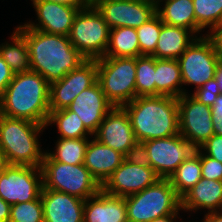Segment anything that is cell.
<instances>
[{
	"mask_svg": "<svg viewBox=\"0 0 222 222\" xmlns=\"http://www.w3.org/2000/svg\"><path fill=\"white\" fill-rule=\"evenodd\" d=\"M128 222H151L170 214H178L181 198L169 179H158L144 190L125 197Z\"/></svg>",
	"mask_w": 222,
	"mask_h": 222,
	"instance_id": "5b68a950",
	"label": "cell"
},
{
	"mask_svg": "<svg viewBox=\"0 0 222 222\" xmlns=\"http://www.w3.org/2000/svg\"><path fill=\"white\" fill-rule=\"evenodd\" d=\"M14 75V72L10 69V67L6 64L0 55V98L4 94L5 89L9 83L12 81Z\"/></svg>",
	"mask_w": 222,
	"mask_h": 222,
	"instance_id": "ab89813d",
	"label": "cell"
},
{
	"mask_svg": "<svg viewBox=\"0 0 222 222\" xmlns=\"http://www.w3.org/2000/svg\"><path fill=\"white\" fill-rule=\"evenodd\" d=\"M110 29L139 28L156 15V0H92Z\"/></svg>",
	"mask_w": 222,
	"mask_h": 222,
	"instance_id": "30bf717a",
	"label": "cell"
},
{
	"mask_svg": "<svg viewBox=\"0 0 222 222\" xmlns=\"http://www.w3.org/2000/svg\"><path fill=\"white\" fill-rule=\"evenodd\" d=\"M124 161V155L94 138L86 148L84 166L102 186Z\"/></svg>",
	"mask_w": 222,
	"mask_h": 222,
	"instance_id": "44dd1931",
	"label": "cell"
},
{
	"mask_svg": "<svg viewBox=\"0 0 222 222\" xmlns=\"http://www.w3.org/2000/svg\"><path fill=\"white\" fill-rule=\"evenodd\" d=\"M11 205L0 197V222H9Z\"/></svg>",
	"mask_w": 222,
	"mask_h": 222,
	"instance_id": "7bdbcfd3",
	"label": "cell"
},
{
	"mask_svg": "<svg viewBox=\"0 0 222 222\" xmlns=\"http://www.w3.org/2000/svg\"><path fill=\"white\" fill-rule=\"evenodd\" d=\"M199 149L205 150L207 156L222 163V136L214 134Z\"/></svg>",
	"mask_w": 222,
	"mask_h": 222,
	"instance_id": "74e56055",
	"label": "cell"
},
{
	"mask_svg": "<svg viewBox=\"0 0 222 222\" xmlns=\"http://www.w3.org/2000/svg\"><path fill=\"white\" fill-rule=\"evenodd\" d=\"M46 125L0 114V147L9 165L41 167L44 154L40 149L38 133Z\"/></svg>",
	"mask_w": 222,
	"mask_h": 222,
	"instance_id": "277c9868",
	"label": "cell"
},
{
	"mask_svg": "<svg viewBox=\"0 0 222 222\" xmlns=\"http://www.w3.org/2000/svg\"><path fill=\"white\" fill-rule=\"evenodd\" d=\"M214 79L218 85L220 94H222V60H219L217 63Z\"/></svg>",
	"mask_w": 222,
	"mask_h": 222,
	"instance_id": "ee69618b",
	"label": "cell"
},
{
	"mask_svg": "<svg viewBox=\"0 0 222 222\" xmlns=\"http://www.w3.org/2000/svg\"><path fill=\"white\" fill-rule=\"evenodd\" d=\"M109 31L102 15L91 5L78 11L68 37L87 60H97L105 55Z\"/></svg>",
	"mask_w": 222,
	"mask_h": 222,
	"instance_id": "ba28073f",
	"label": "cell"
},
{
	"mask_svg": "<svg viewBox=\"0 0 222 222\" xmlns=\"http://www.w3.org/2000/svg\"><path fill=\"white\" fill-rule=\"evenodd\" d=\"M114 108L96 81L82 91L68 109L79 116L85 128L92 134L97 131L104 117Z\"/></svg>",
	"mask_w": 222,
	"mask_h": 222,
	"instance_id": "e0dca14e",
	"label": "cell"
},
{
	"mask_svg": "<svg viewBox=\"0 0 222 222\" xmlns=\"http://www.w3.org/2000/svg\"><path fill=\"white\" fill-rule=\"evenodd\" d=\"M39 23L25 24L28 28L50 34L68 36L79 8L57 4L47 0H31Z\"/></svg>",
	"mask_w": 222,
	"mask_h": 222,
	"instance_id": "ac0fdd59",
	"label": "cell"
},
{
	"mask_svg": "<svg viewBox=\"0 0 222 222\" xmlns=\"http://www.w3.org/2000/svg\"><path fill=\"white\" fill-rule=\"evenodd\" d=\"M83 222H128L125 197L101 189L85 200Z\"/></svg>",
	"mask_w": 222,
	"mask_h": 222,
	"instance_id": "ffe728a7",
	"label": "cell"
},
{
	"mask_svg": "<svg viewBox=\"0 0 222 222\" xmlns=\"http://www.w3.org/2000/svg\"><path fill=\"white\" fill-rule=\"evenodd\" d=\"M161 27L162 20L156 14L152 19L136 29L142 55L150 56L155 51Z\"/></svg>",
	"mask_w": 222,
	"mask_h": 222,
	"instance_id": "d6a6232c",
	"label": "cell"
},
{
	"mask_svg": "<svg viewBox=\"0 0 222 222\" xmlns=\"http://www.w3.org/2000/svg\"><path fill=\"white\" fill-rule=\"evenodd\" d=\"M97 81V61L86 60L61 80L50 84V111L68 108L73 100Z\"/></svg>",
	"mask_w": 222,
	"mask_h": 222,
	"instance_id": "5bb4252c",
	"label": "cell"
},
{
	"mask_svg": "<svg viewBox=\"0 0 222 222\" xmlns=\"http://www.w3.org/2000/svg\"><path fill=\"white\" fill-rule=\"evenodd\" d=\"M8 166H9V162H8L2 148L0 147V173H3Z\"/></svg>",
	"mask_w": 222,
	"mask_h": 222,
	"instance_id": "bcb514c9",
	"label": "cell"
},
{
	"mask_svg": "<svg viewBox=\"0 0 222 222\" xmlns=\"http://www.w3.org/2000/svg\"><path fill=\"white\" fill-rule=\"evenodd\" d=\"M16 29L26 39L31 71L39 73L49 84L61 80L87 60L68 36L31 29L25 24Z\"/></svg>",
	"mask_w": 222,
	"mask_h": 222,
	"instance_id": "6da1fadb",
	"label": "cell"
},
{
	"mask_svg": "<svg viewBox=\"0 0 222 222\" xmlns=\"http://www.w3.org/2000/svg\"><path fill=\"white\" fill-rule=\"evenodd\" d=\"M188 30L162 22L155 51L150 56L157 59H178L197 38L192 31Z\"/></svg>",
	"mask_w": 222,
	"mask_h": 222,
	"instance_id": "603a6c76",
	"label": "cell"
},
{
	"mask_svg": "<svg viewBox=\"0 0 222 222\" xmlns=\"http://www.w3.org/2000/svg\"><path fill=\"white\" fill-rule=\"evenodd\" d=\"M206 208L210 212L222 210V181L201 178L181 197V210Z\"/></svg>",
	"mask_w": 222,
	"mask_h": 222,
	"instance_id": "7402d4cb",
	"label": "cell"
},
{
	"mask_svg": "<svg viewBox=\"0 0 222 222\" xmlns=\"http://www.w3.org/2000/svg\"><path fill=\"white\" fill-rule=\"evenodd\" d=\"M89 143L87 138H60L56 143L54 153L45 152L52 160L70 165L84 163L86 148Z\"/></svg>",
	"mask_w": 222,
	"mask_h": 222,
	"instance_id": "f546056e",
	"label": "cell"
},
{
	"mask_svg": "<svg viewBox=\"0 0 222 222\" xmlns=\"http://www.w3.org/2000/svg\"><path fill=\"white\" fill-rule=\"evenodd\" d=\"M52 123L57 124L60 138L76 139L88 138L86 135H92L83 125L77 114L68 108L50 111L46 126Z\"/></svg>",
	"mask_w": 222,
	"mask_h": 222,
	"instance_id": "f1b7e54d",
	"label": "cell"
},
{
	"mask_svg": "<svg viewBox=\"0 0 222 222\" xmlns=\"http://www.w3.org/2000/svg\"><path fill=\"white\" fill-rule=\"evenodd\" d=\"M42 187L40 167L9 165L0 173V197L9 205L36 200Z\"/></svg>",
	"mask_w": 222,
	"mask_h": 222,
	"instance_id": "8fae6325",
	"label": "cell"
},
{
	"mask_svg": "<svg viewBox=\"0 0 222 222\" xmlns=\"http://www.w3.org/2000/svg\"><path fill=\"white\" fill-rule=\"evenodd\" d=\"M220 95V91L215 79H210L202 87L197 88L192 96L204 105L212 107L217 99V96Z\"/></svg>",
	"mask_w": 222,
	"mask_h": 222,
	"instance_id": "e575fe53",
	"label": "cell"
},
{
	"mask_svg": "<svg viewBox=\"0 0 222 222\" xmlns=\"http://www.w3.org/2000/svg\"><path fill=\"white\" fill-rule=\"evenodd\" d=\"M222 211L209 212L205 215L203 222H222Z\"/></svg>",
	"mask_w": 222,
	"mask_h": 222,
	"instance_id": "f6af8a7d",
	"label": "cell"
},
{
	"mask_svg": "<svg viewBox=\"0 0 222 222\" xmlns=\"http://www.w3.org/2000/svg\"><path fill=\"white\" fill-rule=\"evenodd\" d=\"M197 33L210 27V30L220 24L222 17V0H192Z\"/></svg>",
	"mask_w": 222,
	"mask_h": 222,
	"instance_id": "1f68e13d",
	"label": "cell"
},
{
	"mask_svg": "<svg viewBox=\"0 0 222 222\" xmlns=\"http://www.w3.org/2000/svg\"><path fill=\"white\" fill-rule=\"evenodd\" d=\"M128 113L136 141L172 137L179 134L177 98L141 96L123 106Z\"/></svg>",
	"mask_w": 222,
	"mask_h": 222,
	"instance_id": "3957f363",
	"label": "cell"
},
{
	"mask_svg": "<svg viewBox=\"0 0 222 222\" xmlns=\"http://www.w3.org/2000/svg\"><path fill=\"white\" fill-rule=\"evenodd\" d=\"M162 0H156V14L164 24L189 29L197 33L192 0H165L163 8L160 7Z\"/></svg>",
	"mask_w": 222,
	"mask_h": 222,
	"instance_id": "d4e9b609",
	"label": "cell"
},
{
	"mask_svg": "<svg viewBox=\"0 0 222 222\" xmlns=\"http://www.w3.org/2000/svg\"><path fill=\"white\" fill-rule=\"evenodd\" d=\"M155 69V96L179 98L186 94V90L181 88L183 82L177 59L155 58Z\"/></svg>",
	"mask_w": 222,
	"mask_h": 222,
	"instance_id": "cb8c5ba5",
	"label": "cell"
},
{
	"mask_svg": "<svg viewBox=\"0 0 222 222\" xmlns=\"http://www.w3.org/2000/svg\"><path fill=\"white\" fill-rule=\"evenodd\" d=\"M124 160L143 167L151 166L144 142L136 141L124 155Z\"/></svg>",
	"mask_w": 222,
	"mask_h": 222,
	"instance_id": "d590c367",
	"label": "cell"
},
{
	"mask_svg": "<svg viewBox=\"0 0 222 222\" xmlns=\"http://www.w3.org/2000/svg\"><path fill=\"white\" fill-rule=\"evenodd\" d=\"M160 179L151 166L143 167L123 161L102 185L113 196L126 197L140 192Z\"/></svg>",
	"mask_w": 222,
	"mask_h": 222,
	"instance_id": "9a60e30c",
	"label": "cell"
},
{
	"mask_svg": "<svg viewBox=\"0 0 222 222\" xmlns=\"http://www.w3.org/2000/svg\"><path fill=\"white\" fill-rule=\"evenodd\" d=\"M40 197L44 222H83L85 200L43 187Z\"/></svg>",
	"mask_w": 222,
	"mask_h": 222,
	"instance_id": "d6986e66",
	"label": "cell"
},
{
	"mask_svg": "<svg viewBox=\"0 0 222 222\" xmlns=\"http://www.w3.org/2000/svg\"><path fill=\"white\" fill-rule=\"evenodd\" d=\"M206 36L213 42L215 51L222 60V24H218Z\"/></svg>",
	"mask_w": 222,
	"mask_h": 222,
	"instance_id": "60d3db41",
	"label": "cell"
},
{
	"mask_svg": "<svg viewBox=\"0 0 222 222\" xmlns=\"http://www.w3.org/2000/svg\"><path fill=\"white\" fill-rule=\"evenodd\" d=\"M93 135L98 141L123 155L136 142L129 115L123 107H114Z\"/></svg>",
	"mask_w": 222,
	"mask_h": 222,
	"instance_id": "2e32d148",
	"label": "cell"
},
{
	"mask_svg": "<svg viewBox=\"0 0 222 222\" xmlns=\"http://www.w3.org/2000/svg\"><path fill=\"white\" fill-rule=\"evenodd\" d=\"M151 167L159 178L169 179L177 167L195 152V148L180 134L144 141Z\"/></svg>",
	"mask_w": 222,
	"mask_h": 222,
	"instance_id": "4fadbf2b",
	"label": "cell"
},
{
	"mask_svg": "<svg viewBox=\"0 0 222 222\" xmlns=\"http://www.w3.org/2000/svg\"><path fill=\"white\" fill-rule=\"evenodd\" d=\"M177 60L183 84H194L197 89L214 78L220 58L213 42L202 36L197 37Z\"/></svg>",
	"mask_w": 222,
	"mask_h": 222,
	"instance_id": "9c48e42d",
	"label": "cell"
},
{
	"mask_svg": "<svg viewBox=\"0 0 222 222\" xmlns=\"http://www.w3.org/2000/svg\"><path fill=\"white\" fill-rule=\"evenodd\" d=\"M97 61V81L114 107L136 98V58L102 57Z\"/></svg>",
	"mask_w": 222,
	"mask_h": 222,
	"instance_id": "52a82bcc",
	"label": "cell"
},
{
	"mask_svg": "<svg viewBox=\"0 0 222 222\" xmlns=\"http://www.w3.org/2000/svg\"><path fill=\"white\" fill-rule=\"evenodd\" d=\"M137 32L132 27L110 29L109 43L104 57H140Z\"/></svg>",
	"mask_w": 222,
	"mask_h": 222,
	"instance_id": "484cf974",
	"label": "cell"
},
{
	"mask_svg": "<svg viewBox=\"0 0 222 222\" xmlns=\"http://www.w3.org/2000/svg\"><path fill=\"white\" fill-rule=\"evenodd\" d=\"M9 222H44L41 197L11 205Z\"/></svg>",
	"mask_w": 222,
	"mask_h": 222,
	"instance_id": "836d02e7",
	"label": "cell"
},
{
	"mask_svg": "<svg viewBox=\"0 0 222 222\" xmlns=\"http://www.w3.org/2000/svg\"><path fill=\"white\" fill-rule=\"evenodd\" d=\"M202 178L222 181V163L207 156L201 150Z\"/></svg>",
	"mask_w": 222,
	"mask_h": 222,
	"instance_id": "8d00e7d4",
	"label": "cell"
},
{
	"mask_svg": "<svg viewBox=\"0 0 222 222\" xmlns=\"http://www.w3.org/2000/svg\"><path fill=\"white\" fill-rule=\"evenodd\" d=\"M155 57L136 58V97L155 96Z\"/></svg>",
	"mask_w": 222,
	"mask_h": 222,
	"instance_id": "4dcf8cb0",
	"label": "cell"
},
{
	"mask_svg": "<svg viewBox=\"0 0 222 222\" xmlns=\"http://www.w3.org/2000/svg\"><path fill=\"white\" fill-rule=\"evenodd\" d=\"M214 134L222 136V94L217 96L211 107Z\"/></svg>",
	"mask_w": 222,
	"mask_h": 222,
	"instance_id": "f35d334b",
	"label": "cell"
},
{
	"mask_svg": "<svg viewBox=\"0 0 222 222\" xmlns=\"http://www.w3.org/2000/svg\"><path fill=\"white\" fill-rule=\"evenodd\" d=\"M40 168L45 189L67 193L82 200L96 195L102 189L84 164L60 163L45 153Z\"/></svg>",
	"mask_w": 222,
	"mask_h": 222,
	"instance_id": "8992f818",
	"label": "cell"
},
{
	"mask_svg": "<svg viewBox=\"0 0 222 222\" xmlns=\"http://www.w3.org/2000/svg\"><path fill=\"white\" fill-rule=\"evenodd\" d=\"M11 39L12 44L6 42L0 45V55L14 74L30 71L29 50L25 37L15 29Z\"/></svg>",
	"mask_w": 222,
	"mask_h": 222,
	"instance_id": "83f0119b",
	"label": "cell"
},
{
	"mask_svg": "<svg viewBox=\"0 0 222 222\" xmlns=\"http://www.w3.org/2000/svg\"><path fill=\"white\" fill-rule=\"evenodd\" d=\"M177 215L178 214L166 215V216H163V217L156 218V219L152 220L151 222H174Z\"/></svg>",
	"mask_w": 222,
	"mask_h": 222,
	"instance_id": "7dc6e473",
	"label": "cell"
},
{
	"mask_svg": "<svg viewBox=\"0 0 222 222\" xmlns=\"http://www.w3.org/2000/svg\"><path fill=\"white\" fill-rule=\"evenodd\" d=\"M57 4L68 5L71 7L79 8L80 10L88 8L92 5V0H47Z\"/></svg>",
	"mask_w": 222,
	"mask_h": 222,
	"instance_id": "b9f144b4",
	"label": "cell"
},
{
	"mask_svg": "<svg viewBox=\"0 0 222 222\" xmlns=\"http://www.w3.org/2000/svg\"><path fill=\"white\" fill-rule=\"evenodd\" d=\"M179 134L195 149L214 135L211 107L183 94L177 98Z\"/></svg>",
	"mask_w": 222,
	"mask_h": 222,
	"instance_id": "7c38bea8",
	"label": "cell"
},
{
	"mask_svg": "<svg viewBox=\"0 0 222 222\" xmlns=\"http://www.w3.org/2000/svg\"><path fill=\"white\" fill-rule=\"evenodd\" d=\"M50 84L39 73H16L0 98V114L46 125Z\"/></svg>",
	"mask_w": 222,
	"mask_h": 222,
	"instance_id": "7a4b0ae2",
	"label": "cell"
},
{
	"mask_svg": "<svg viewBox=\"0 0 222 222\" xmlns=\"http://www.w3.org/2000/svg\"><path fill=\"white\" fill-rule=\"evenodd\" d=\"M201 178V150L198 148L177 167L169 181L181 198Z\"/></svg>",
	"mask_w": 222,
	"mask_h": 222,
	"instance_id": "4316f807",
	"label": "cell"
}]
</instances>
